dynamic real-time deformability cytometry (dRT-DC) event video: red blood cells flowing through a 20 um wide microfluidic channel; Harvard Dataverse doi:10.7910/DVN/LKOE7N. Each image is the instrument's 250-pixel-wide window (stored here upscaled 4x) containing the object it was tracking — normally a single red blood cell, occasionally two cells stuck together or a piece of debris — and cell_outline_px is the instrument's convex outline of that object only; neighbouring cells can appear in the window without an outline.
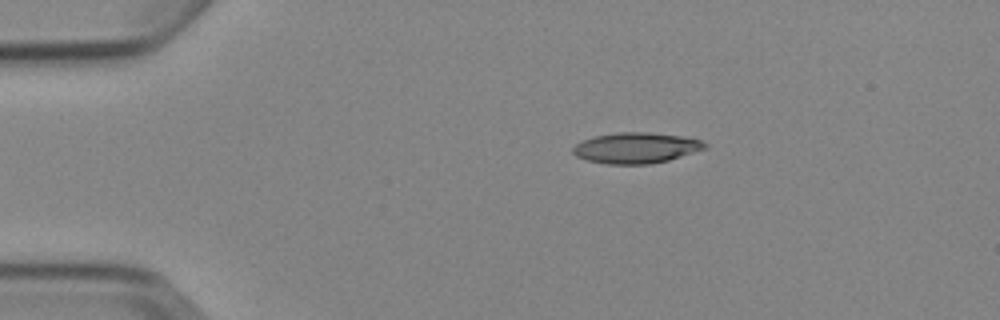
{"species": "Egyptian fruit bat (a non-hibernating species)", "species_latin": "Rousettus aegyptiacus", "temperature_condition": "cold", "stored_images_in_passage": 2, "camera_frame_rate_fps": 3000, "um_per_image_px": 0.085, "animal": {"sex": "female"}, "frame": {"image": 1, "passage_image": 1, "time_ms": 0.0, "image_size_px": [1000, 320], "cell_outline_px": [[708, 148], [668, 160], [648, 164], [608, 164], [588, 160], [576, 156], [572, 152], [572, 148], [576, 144], [584, 140], [596, 136], [620, 132], [648, 132], [684, 136], [700, 140], [708, 144]], "centroid_in_image_um": [54.1, 12.57], "position_along_channel_um": 30.9, "area_um2": 23.52}}